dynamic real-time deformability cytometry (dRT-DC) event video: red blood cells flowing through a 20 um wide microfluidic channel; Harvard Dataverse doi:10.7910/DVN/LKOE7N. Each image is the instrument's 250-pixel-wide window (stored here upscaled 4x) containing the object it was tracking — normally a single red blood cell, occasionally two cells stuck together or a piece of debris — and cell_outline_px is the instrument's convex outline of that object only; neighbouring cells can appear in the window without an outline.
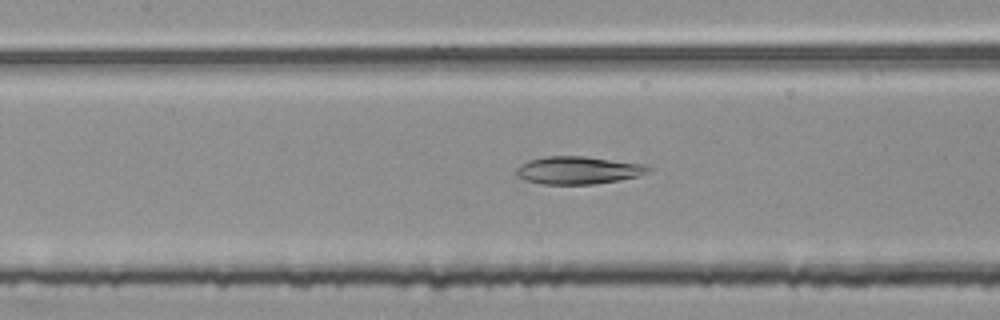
{"species": "common noctule bat (a hibernating species)", "species_latin": "Nyctalus noctula", "temperature_condition": "room temperature", "stored_images_in_passage": 53, "camera_frame_rate_fps": 3000, "um_per_image_px": 0.085, "animal": {"sex": "female", "body_mass_g": 25.1}, "frame": {"image": 1, "passage_image": 24, "time_ms": 7.667, "image_size_px": [1000, 320], "cell_outline_px": [[652, 168], [648, 172], [636, 176], [620, 180], [596, 184], [544, 184], [524, 180], [516, 176], [516, 168], [520, 164], [528, 160], [548, 156], [584, 156], [644, 164]], "centroid_in_image_um": [49.11, 14.47], "position_along_channel_um": 158.3, "area_um2": 21.33}}
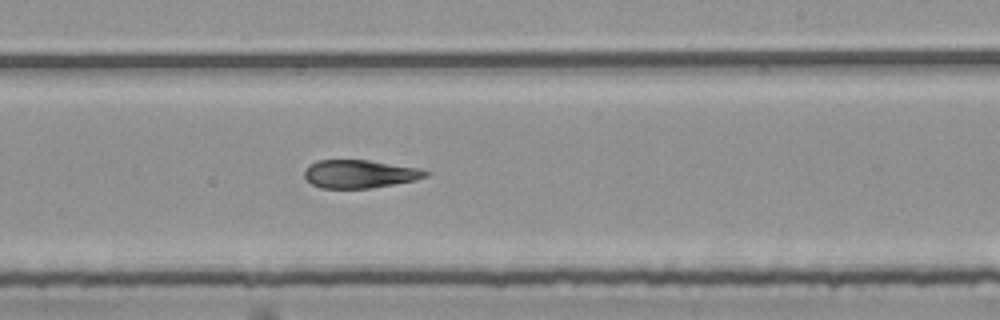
{"frame": {"image": 2, "passage_image": 32, "time_ms": 10.333, "image_size_px": [1000, 320], "cell_outline_px": [[428, 176], [416, 180], [372, 188], [320, 188], [312, 184], [304, 176], [304, 172], [308, 164], [316, 160], [368, 160], [420, 168], [428, 172]], "centroid_in_image_um": [30.56, 14.78], "position_along_channel_um": 258.4, "area_um2": 19.94}}
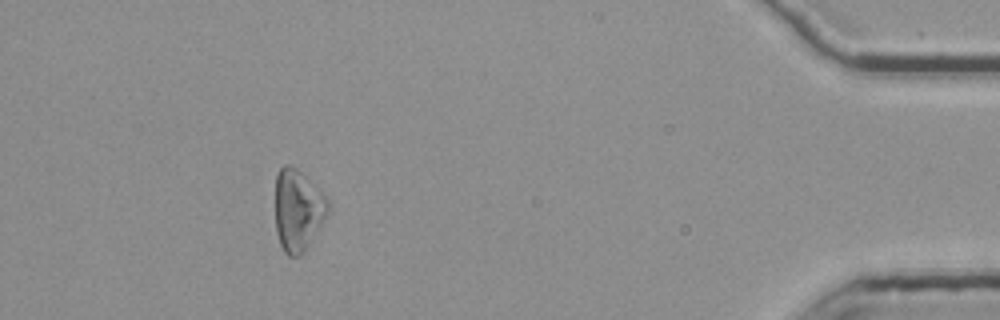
{"frame": {"image": 3, "passage_image": 49, "time_ms": 16.0, "image_size_px": [1000, 320], "cell_outline_px": [[328, 208], [320, 224], [308, 244], [300, 256], [288, 256], [284, 252], [280, 244], [276, 232], [276, 172], [284, 164], [288, 164], [296, 168], [308, 176], [328, 200]], "centroid_in_image_um": [25.28, 17.81], "position_along_channel_um": 409.9, "area_um2": 24.68}}